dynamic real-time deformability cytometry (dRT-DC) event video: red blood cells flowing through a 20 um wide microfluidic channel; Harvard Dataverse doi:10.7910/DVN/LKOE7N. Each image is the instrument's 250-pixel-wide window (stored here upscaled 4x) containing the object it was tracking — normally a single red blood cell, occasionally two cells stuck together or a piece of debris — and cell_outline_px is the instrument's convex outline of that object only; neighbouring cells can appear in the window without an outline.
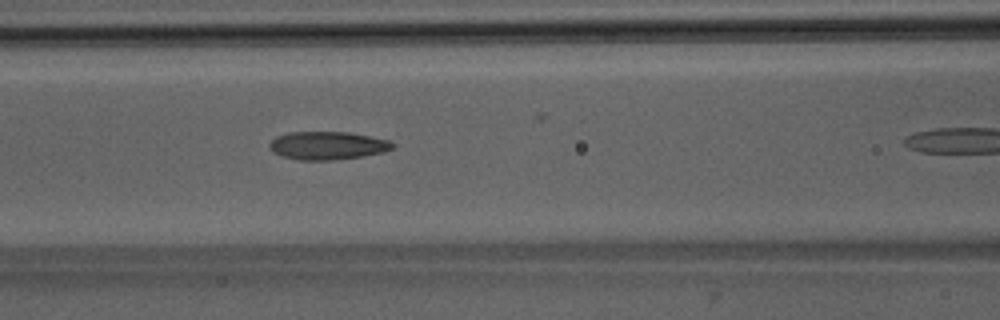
{"species": "Egyptian fruit bat (a non-hibernating species)", "species_latin": "Rousettus aegyptiacus", "temperature_condition": "room temperature", "stored_images_in_passage": 13, "camera_frame_rate_fps": 3000, "um_per_image_px": 0.085, "animal": {"sex": "male"}, "frame": {"image": 1, "passage_image": 6, "time_ms": 1.667, "image_size_px": [1000, 320], "cell_outline_px": [[396, 144], [392, 148], [384, 152], [360, 156], [332, 160], [300, 160], [284, 156], [268, 148], [268, 144], [276, 136], [288, 132], [348, 132], [388, 140]], "centroid_in_image_um": [27.83, 12.36], "position_along_channel_um": 138.8, "area_um2": 19.94}}